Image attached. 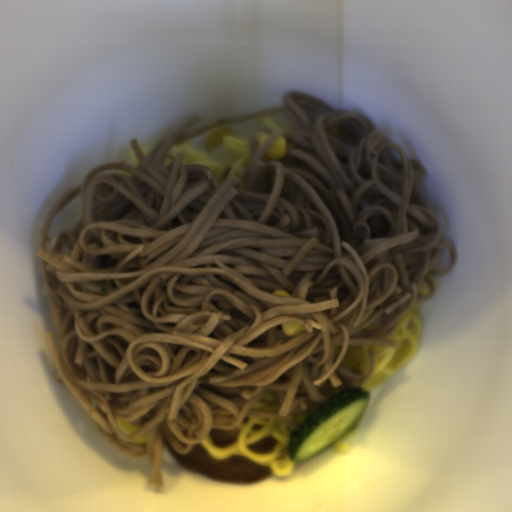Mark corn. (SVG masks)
<instances>
[{
  "label": "corn",
  "mask_w": 512,
  "mask_h": 512,
  "mask_svg": "<svg viewBox=\"0 0 512 512\" xmlns=\"http://www.w3.org/2000/svg\"><path fill=\"white\" fill-rule=\"evenodd\" d=\"M287 154V140L285 136H278L268 151L265 157L269 160H281Z\"/></svg>",
  "instance_id": "obj_1"
},
{
  "label": "corn",
  "mask_w": 512,
  "mask_h": 512,
  "mask_svg": "<svg viewBox=\"0 0 512 512\" xmlns=\"http://www.w3.org/2000/svg\"><path fill=\"white\" fill-rule=\"evenodd\" d=\"M280 325L282 327V332L287 337H296L298 334L305 333L306 331V325L301 322H282Z\"/></svg>",
  "instance_id": "obj_2"
},
{
  "label": "corn",
  "mask_w": 512,
  "mask_h": 512,
  "mask_svg": "<svg viewBox=\"0 0 512 512\" xmlns=\"http://www.w3.org/2000/svg\"><path fill=\"white\" fill-rule=\"evenodd\" d=\"M272 293H273V295H285V296H291L292 297V295L289 292H287V291H285L283 289L273 290Z\"/></svg>",
  "instance_id": "obj_3"
},
{
  "label": "corn",
  "mask_w": 512,
  "mask_h": 512,
  "mask_svg": "<svg viewBox=\"0 0 512 512\" xmlns=\"http://www.w3.org/2000/svg\"><path fill=\"white\" fill-rule=\"evenodd\" d=\"M271 133H265V134H261L259 139H258V148L262 145V143L268 138V136L270 135Z\"/></svg>",
  "instance_id": "obj_4"
}]
</instances>
